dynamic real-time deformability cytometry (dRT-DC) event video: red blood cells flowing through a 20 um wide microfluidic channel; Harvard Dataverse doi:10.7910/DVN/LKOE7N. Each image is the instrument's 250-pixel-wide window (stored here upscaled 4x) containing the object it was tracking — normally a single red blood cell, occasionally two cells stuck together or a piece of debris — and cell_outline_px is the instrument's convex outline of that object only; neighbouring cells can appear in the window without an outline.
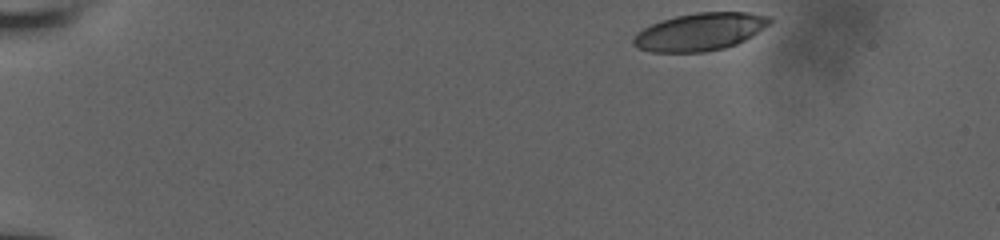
{"species": "human", "species_latin": "Homo sapiens", "temperature_condition": "room temperature", "stored_images_in_passage": 42, "camera_frame_rate_fps": 3000, "um_per_image_px": 0.085, "donor": {"sex": "male"}, "frame": {"image": 1, "passage_image": 1, "time_ms": 0.0, "image_size_px": [1000, 240], "cell_outline_px": [[772, 20], [764, 28], [752, 36], [736, 44], [724, 48], [704, 52], [652, 52], [636, 48], [632, 44], [632, 40], [636, 32], [652, 24], [676, 16], [696, 12], [748, 12], [772, 16]], "centroid_in_image_um": [59.49, 2.7], "position_along_channel_um": 25.5, "area_um2": 29.94}}
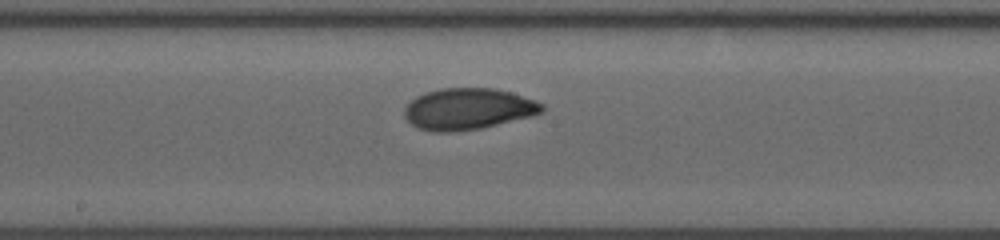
{"frame": {"image": 2, "passage_image": 24, "time_ms": 7.667, "image_size_px": [1000, 240], "cell_outline_px": [[544, 112], [480, 128], [448, 132], [436, 132], [420, 128], [412, 124], [404, 116], [404, 108], [416, 96], [424, 92], [440, 88], [496, 88], [512, 92], [536, 100], [544, 104]], "centroid_in_image_um": [39.79, 9.23], "position_along_channel_um": 208.4, "area_um2": 33.0}}
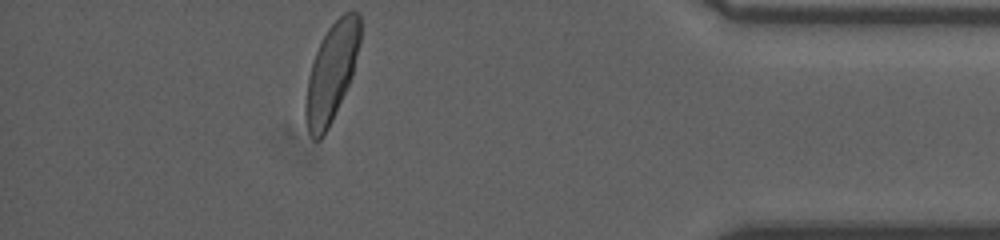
{"frame": {"image": 3, "passage_image": 42, "time_ms": 13.667, "image_size_px": [1000, 240], "cell_outline_px": [[360, 40], [352, 76], [332, 120], [324, 136], [320, 140], [312, 140], [308, 132], [304, 116], [304, 104], [308, 76], [316, 52], [328, 28], [344, 12], [356, 12], [360, 16]], "centroid_in_image_um": [28.15, 6.22], "position_along_channel_um": 407.0, "area_um2": 30.98}, "authors_computed_cell_mechanics": {"area_um2": 31.7611, "velocity_mm_per_s": 3.918, "shape_relaxation_time_tau1_ms": 4.4331, "shape_relaxation_time_tau2_ms": 1.1391, "deformation_change_tau1": 0.1625, "deformation_change_tau2": 0.0505}}